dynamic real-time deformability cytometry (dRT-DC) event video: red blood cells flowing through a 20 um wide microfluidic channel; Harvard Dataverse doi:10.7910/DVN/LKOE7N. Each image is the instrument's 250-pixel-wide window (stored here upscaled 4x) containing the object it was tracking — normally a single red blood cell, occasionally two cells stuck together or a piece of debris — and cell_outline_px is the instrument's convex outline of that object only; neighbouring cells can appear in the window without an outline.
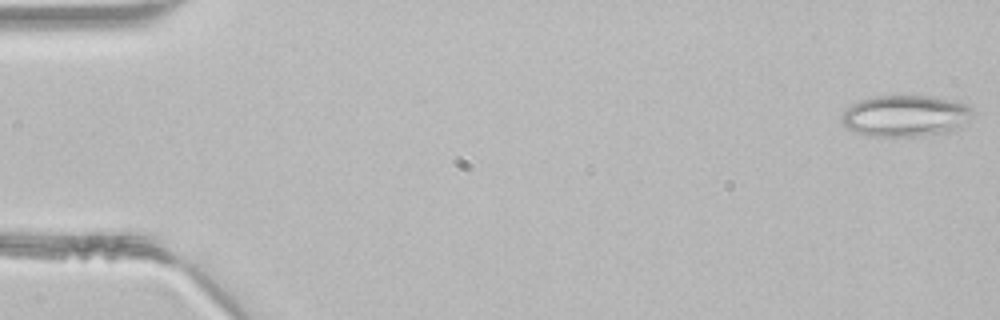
{"species": "common noctule bat (a hibernating species)", "species_latin": "Nyctalus noctula", "temperature_condition": "room temperature", "stored_images_in_passage": 14, "camera_frame_rate_fps": 3000, "um_per_image_px": 0.085, "animal": {"sex": "male", "body_mass_g": 21.5, "forearm_length_mm": 52.0}, "frame": {"image": 1, "passage_image": 1, "time_ms": 0.0, "image_size_px": [1000, 320], "cell_outline_px": [[972, 112], [968, 120], [952, 132], [920, 136], [864, 136], [852, 132], [840, 120], [840, 116], [852, 104], [860, 100], [872, 96], [932, 96], [956, 100], [968, 104], [972, 108]], "centroid_in_image_um": [76.96, 9.85], "position_along_channel_um": 8.0, "area_um2": 32.02}}